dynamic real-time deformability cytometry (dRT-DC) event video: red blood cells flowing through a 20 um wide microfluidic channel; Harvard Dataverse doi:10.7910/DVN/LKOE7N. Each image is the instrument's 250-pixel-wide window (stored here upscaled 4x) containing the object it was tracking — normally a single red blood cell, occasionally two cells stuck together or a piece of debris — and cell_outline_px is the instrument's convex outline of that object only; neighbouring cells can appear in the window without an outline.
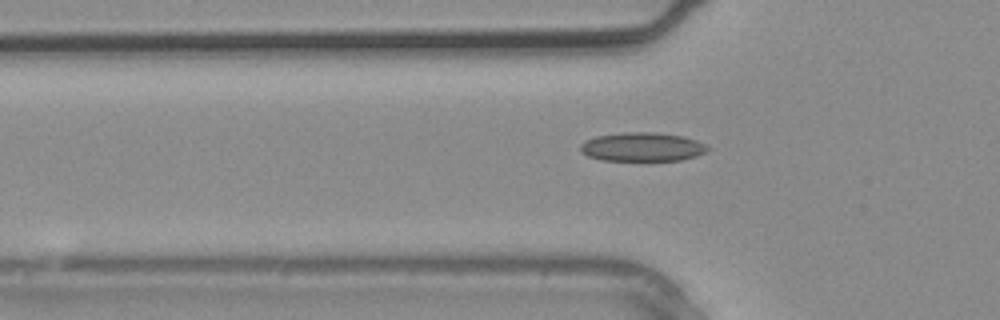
{"species": "common noctule bat (a hibernating species)", "species_latin": "Nyctalus noctula", "temperature_condition": "warm", "stored_images_in_passage": 2, "camera_frame_rate_fps": 3000, "um_per_image_px": 0.085, "animal": {"sex": "male", "body_mass_g": 20.4}, "frame": {"image": 1, "passage_image": 2, "time_ms": 0.333, "image_size_px": [1000, 320], "cell_outline_px": [[712, 148], [696, 156], [680, 160], [600, 160], [588, 156], [580, 152], [580, 144], [584, 140], [596, 136], [624, 132], [652, 132], [684, 136], [696, 140]], "centroid_in_image_um": [54.56, 12.48], "position_along_channel_um": 71.2, "area_um2": 21.44}}